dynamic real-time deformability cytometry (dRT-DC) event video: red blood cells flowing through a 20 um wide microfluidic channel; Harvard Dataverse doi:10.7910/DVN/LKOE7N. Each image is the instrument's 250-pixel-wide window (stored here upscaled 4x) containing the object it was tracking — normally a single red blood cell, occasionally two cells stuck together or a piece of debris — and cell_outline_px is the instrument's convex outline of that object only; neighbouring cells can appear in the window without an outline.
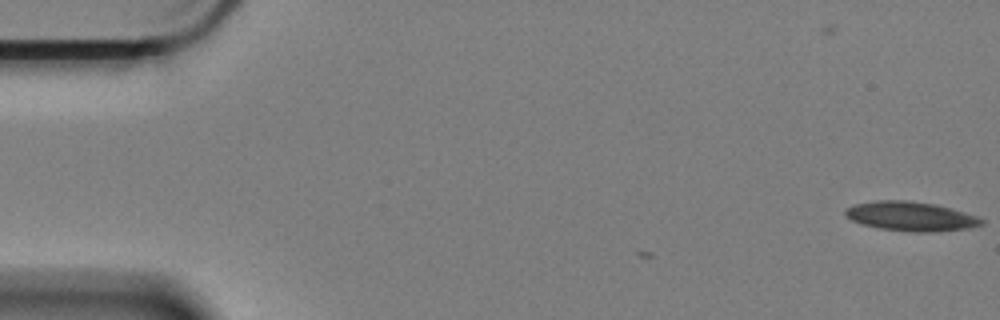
{"species": "Egyptian fruit bat (a non-hibernating species)", "species_latin": "Rousettus aegyptiacus", "temperature_condition": "cold", "stored_images_in_passage": 2, "camera_frame_rate_fps": 3000, "um_per_image_px": 0.085, "animal": {"sex": "female"}, "frame": {"image": 1, "passage_image": 2, "time_ms": 0.333, "image_size_px": [1000, 320], "cell_outline_px": [[984, 224], [968, 228], [932, 232], [916, 232], [880, 228], [864, 224], [852, 220], [844, 216], [844, 212], [848, 208], [856, 204], [872, 200], [908, 200], [936, 204], [964, 212], [976, 216], [984, 220]], "centroid_in_image_um": [77.42, 18.38], "position_along_channel_um": 7.6, "area_um2": 23.12}}